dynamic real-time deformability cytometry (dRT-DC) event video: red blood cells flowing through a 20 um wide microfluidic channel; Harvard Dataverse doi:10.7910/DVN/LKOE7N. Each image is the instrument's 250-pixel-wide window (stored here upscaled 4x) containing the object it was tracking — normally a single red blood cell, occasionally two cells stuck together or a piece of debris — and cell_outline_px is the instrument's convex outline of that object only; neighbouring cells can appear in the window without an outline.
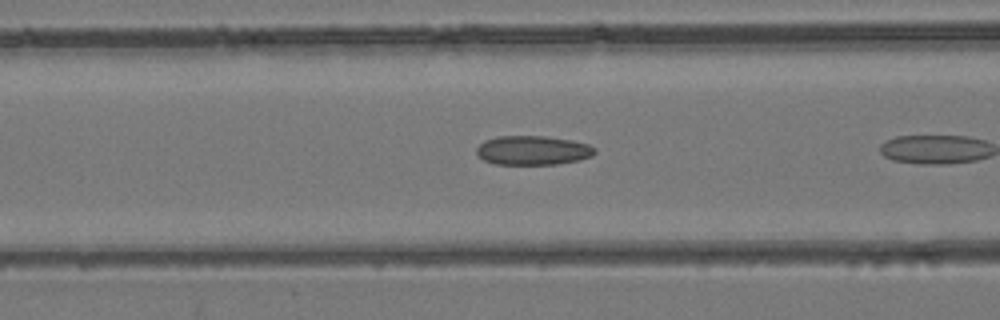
{"species": "common noctule bat (a hibernating species)", "species_latin": "Nyctalus noctula", "temperature_condition": "room temperature", "stored_images_in_passage": 6, "camera_frame_rate_fps": 3000, "um_per_image_px": 0.085, "animal": {"sex": "female", "body_mass_g": 24.6, "forearm_length_mm": 56.2}, "frame": {"image": 1, "passage_image": 5, "time_ms": 1.333, "image_size_px": [1000, 320], "cell_outline_px": [[596, 152], [592, 156], [580, 160], [556, 164], [496, 164], [484, 160], [476, 152], [476, 148], [484, 140], [496, 136], [544, 136], [572, 140], [588, 144], [596, 148]], "centroid_in_image_um": [45.3, 12.77], "position_along_channel_um": 121.3, "area_um2": 20.17}}